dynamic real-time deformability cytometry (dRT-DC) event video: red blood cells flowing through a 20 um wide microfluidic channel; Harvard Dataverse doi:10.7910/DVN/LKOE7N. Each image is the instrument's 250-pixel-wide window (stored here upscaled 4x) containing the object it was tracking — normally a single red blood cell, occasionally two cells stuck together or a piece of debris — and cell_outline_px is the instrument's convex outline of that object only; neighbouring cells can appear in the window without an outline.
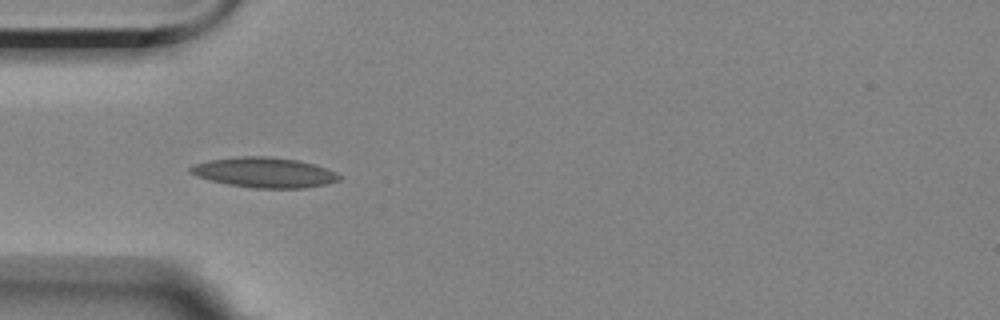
{"species": "Egyptian fruit bat (a non-hibernating species)", "species_latin": "Rousettus aegyptiacus", "temperature_condition": "room temperature", "stored_images_in_passage": 6, "camera_frame_rate_fps": 3000, "um_per_image_px": 0.085, "animal": {"sex": "female"}, "frame": {"image": 1, "passage_image": 3, "time_ms": 3.333, "image_size_px": [1000, 320], "cell_outline_px": [[340, 180], [328, 184], [304, 188], [252, 188], [228, 184], [196, 176], [188, 172], [188, 168], [196, 164], [208, 160], [240, 156], [268, 156], [300, 160], [336, 172], [340, 176]], "centroid_in_image_um": [22.47, 14.66], "position_along_channel_um": 62.5, "area_um2": 26.13}}
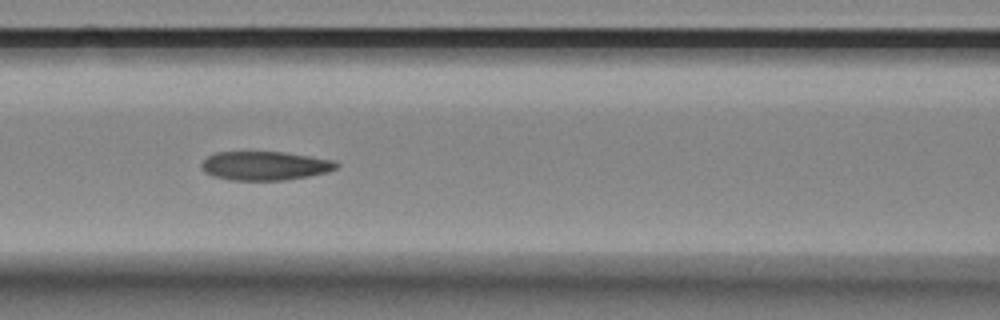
{"frame": {"image": 2, "passage_image": 5, "time_ms": 5.667, "image_size_px": [1000, 320], "cell_outline_px": [[340, 164], [336, 168], [328, 172], [308, 176], [284, 180], [228, 180], [212, 176], [204, 172], [200, 168], [200, 164], [208, 156], [216, 152], [284, 152], [336, 160]], "centroid_in_image_um": [22.51, 14.09], "position_along_channel_um": 144.1, "area_um2": 22.89}}
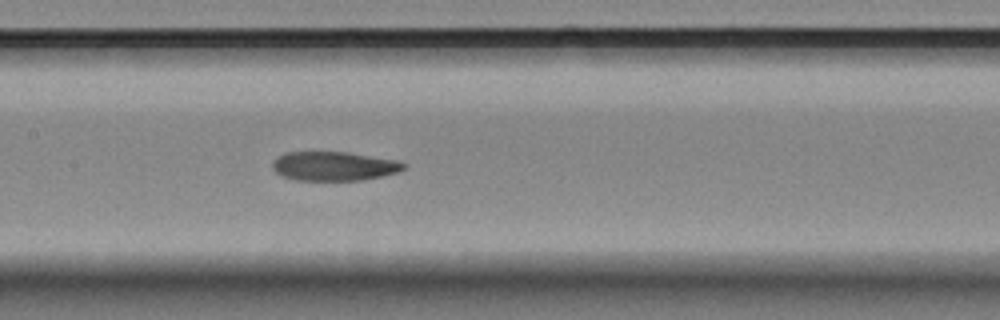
{"frame": {"image": 3, "passage_image": 6, "time_ms": 6.667, "image_size_px": [1000, 320], "cell_outline_px": [[408, 164], [400, 172], [360, 180], [296, 180], [284, 176], [276, 172], [272, 168], [272, 164], [284, 152], [348, 152], [396, 160]], "centroid_in_image_um": [28.42, 14.12], "position_along_channel_um": 179.0, "area_um2": 22.08}}